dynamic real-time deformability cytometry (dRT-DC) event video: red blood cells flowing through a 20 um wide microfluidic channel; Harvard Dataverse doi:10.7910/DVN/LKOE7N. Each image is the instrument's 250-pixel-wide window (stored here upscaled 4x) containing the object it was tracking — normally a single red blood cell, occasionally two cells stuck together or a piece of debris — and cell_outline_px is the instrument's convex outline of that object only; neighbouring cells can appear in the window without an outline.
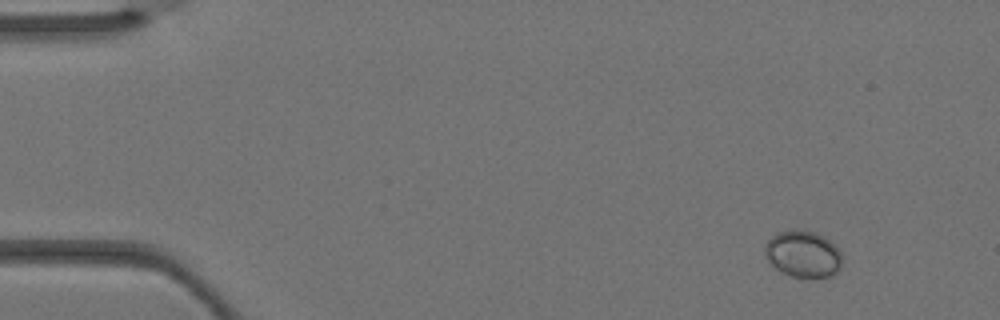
{"species": "Egyptian fruit bat (a non-hibernating species)", "species_latin": "Rousettus aegyptiacus", "temperature_condition": "warm", "stored_images_in_passage": 3, "camera_frame_rate_fps": 3000, "um_per_image_px": 0.085, "animal": {"sex": "female"}, "frame": {"image": 1, "passage_image": 3, "time_ms": 0.667, "image_size_px": [1000, 320], "cell_outline_px": [[840, 268], [836, 272], [828, 276], [812, 280], [792, 276], [780, 272], [772, 268], [764, 256], [764, 244], [776, 232], [796, 228], [816, 232], [824, 236], [840, 252]], "centroid_in_image_um": [68.18, 21.6], "position_along_channel_um": 16.8, "area_um2": 21.62}}